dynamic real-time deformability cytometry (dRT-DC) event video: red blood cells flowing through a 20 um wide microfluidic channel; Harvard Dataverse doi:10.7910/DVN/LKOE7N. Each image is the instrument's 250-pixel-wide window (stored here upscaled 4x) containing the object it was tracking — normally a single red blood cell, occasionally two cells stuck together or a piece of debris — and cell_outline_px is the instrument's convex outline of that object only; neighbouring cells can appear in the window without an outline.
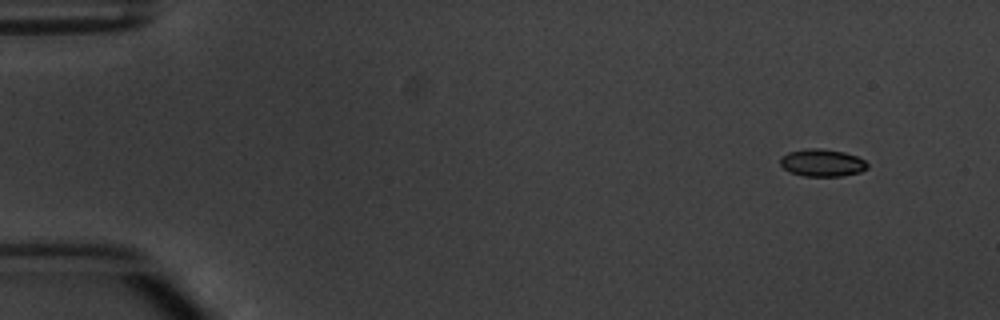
{"species": "common noctule bat (a hibernating species)", "species_latin": "Nyctalus noctula", "temperature_condition": "warm", "stored_images_in_passage": 6, "camera_frame_rate_fps": 3000, "um_per_image_px": 0.085, "animal": {"sex": "male", "body_mass_g": 20.1, "forearm_length_mm": 53.5}, "frame": {"image": 1, "passage_image": 1, "time_ms": 0.0, "image_size_px": [1000, 320], "cell_outline_px": [[868, 168], [860, 172], [840, 176], [804, 176], [788, 172], [780, 164], [780, 156], [788, 152], [808, 148], [820, 148], [844, 152], [856, 156], [864, 160], [868, 164]], "centroid_in_image_um": [69.86, 13.83], "position_along_channel_um": 15.1, "area_um2": 13.99}}
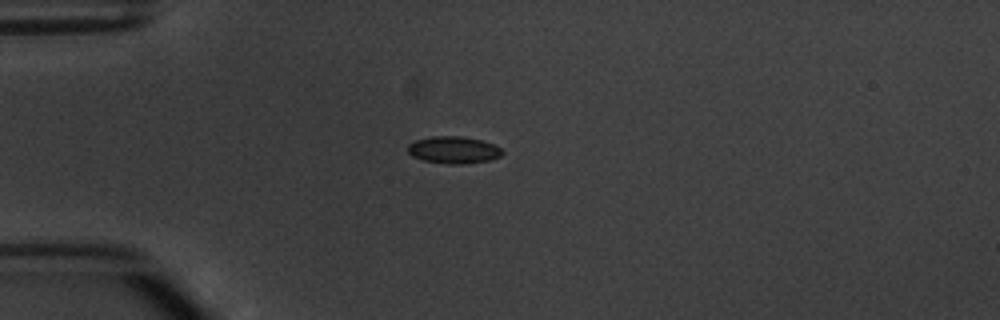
{"frame": {"image": 2, "passage_image": 4, "time_ms": 3.333, "image_size_px": [1000, 320], "cell_outline_px": [[504, 152], [500, 156], [492, 160], [464, 164], [448, 164], [424, 160], [412, 156], [408, 152], [408, 144], [416, 140], [432, 136], [460, 136], [480, 140], [492, 144], [500, 148]], "centroid_in_image_um": [38.55, 12.75], "position_along_channel_um": 46.4, "area_um2": 14.85}}
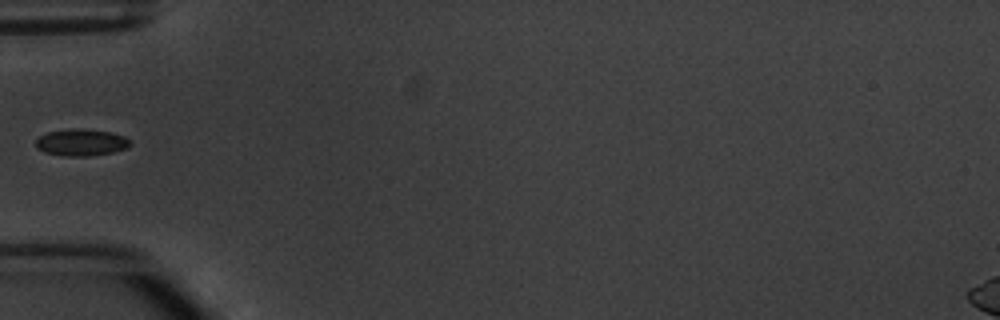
{"frame": {"image": 3, "passage_image": 5, "time_ms": 4.667, "image_size_px": [1000, 320], "cell_outline_px": [[128, 144], [124, 148], [112, 152], [88, 156], [64, 156], [44, 152], [36, 148], [36, 140], [40, 136], [48, 132], [72, 128], [80, 128], [112, 132], [124, 136], [128, 140]], "centroid_in_image_um": [6.85, 12.1], "position_along_channel_um": 78.2, "area_um2": 14.57}}